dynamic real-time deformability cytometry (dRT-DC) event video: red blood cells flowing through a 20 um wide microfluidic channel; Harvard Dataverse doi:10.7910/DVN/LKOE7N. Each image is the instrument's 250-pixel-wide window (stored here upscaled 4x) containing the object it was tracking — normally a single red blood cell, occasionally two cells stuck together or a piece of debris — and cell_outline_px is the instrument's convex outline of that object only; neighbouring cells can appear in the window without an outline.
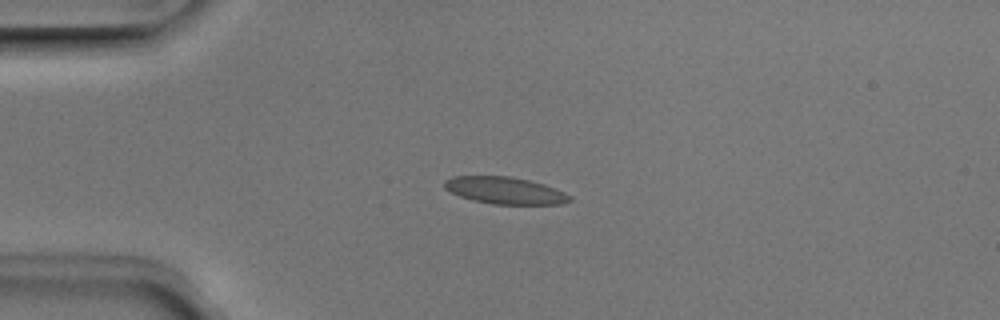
{"species": "Egyptian fruit bat (a non-hibernating species)", "species_latin": "Rousettus aegyptiacus", "temperature_condition": "room temperature", "stored_images_in_passage": 4, "camera_frame_rate_fps": 3000, "um_per_image_px": 0.085, "animal": {"sex": "male"}, "frame": {"image": 1, "passage_image": 2, "time_ms": 0.333, "image_size_px": [1000, 320], "cell_outline_px": [[572, 200], [560, 204], [492, 204], [472, 200], [460, 196], [444, 188], [444, 180], [452, 176], [512, 176], [544, 184], [564, 192], [572, 196]], "centroid_in_image_um": [42.92, 16.19], "position_along_channel_um": 42.1, "area_um2": 19.71}}